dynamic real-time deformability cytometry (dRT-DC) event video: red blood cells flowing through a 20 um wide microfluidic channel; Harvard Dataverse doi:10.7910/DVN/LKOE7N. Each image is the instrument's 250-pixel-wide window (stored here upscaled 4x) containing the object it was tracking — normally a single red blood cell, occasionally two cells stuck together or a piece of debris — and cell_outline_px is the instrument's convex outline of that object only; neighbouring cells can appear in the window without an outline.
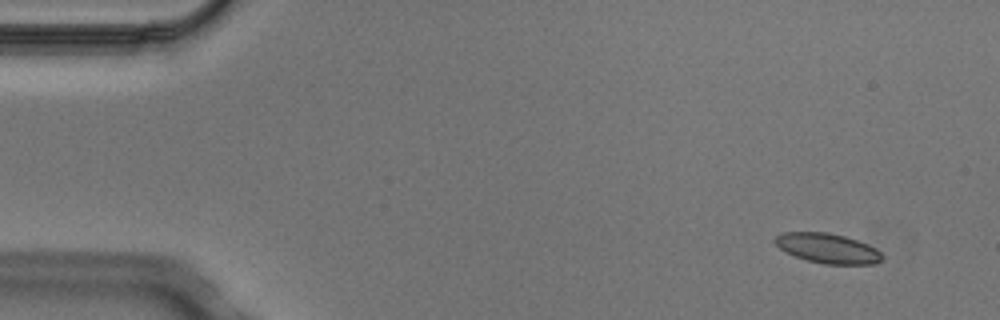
{"species": "Egyptian fruit bat (a non-hibernating species)", "species_latin": "Rousettus aegyptiacus", "temperature_condition": "cold", "stored_images_in_passage": 4, "camera_frame_rate_fps": 3000, "um_per_image_px": 0.085, "animal": {"sex": "male"}, "frame": {"image": 1, "passage_image": 1, "time_ms": 0.0, "image_size_px": [1000, 320], "cell_outline_px": [[884, 256], [880, 260], [872, 264], [824, 264], [808, 260], [796, 256], [780, 248], [772, 240], [776, 236], [784, 232], [828, 232], [844, 236], [868, 244], [876, 248]], "centroid_in_image_um": [70.35, 21.09], "position_along_channel_um": 14.6, "area_um2": 18.44}}
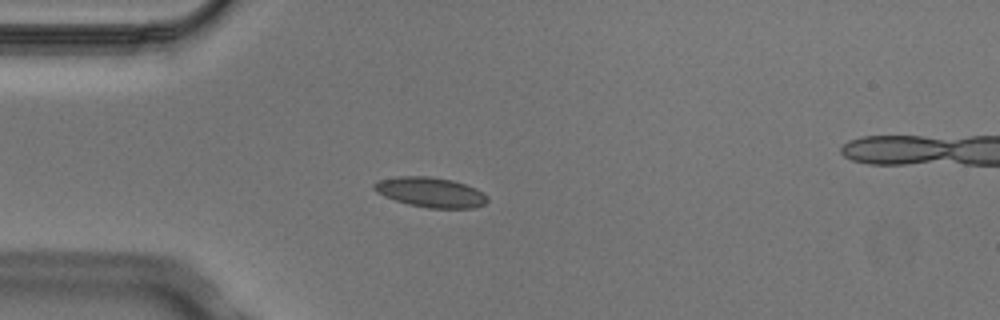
{"frame": {"image": 2, "passage_image": 3, "time_ms": 0.667, "image_size_px": [1000, 320], "cell_outline_px": [[488, 200], [484, 204], [472, 208], [428, 208], [408, 204], [384, 196], [376, 192], [372, 188], [372, 184], [380, 180], [400, 176], [428, 176], [452, 180], [476, 188], [484, 192], [488, 196]], "centroid_in_image_um": [36.6, 16.34], "position_along_channel_um": 48.4, "area_um2": 19.77}}